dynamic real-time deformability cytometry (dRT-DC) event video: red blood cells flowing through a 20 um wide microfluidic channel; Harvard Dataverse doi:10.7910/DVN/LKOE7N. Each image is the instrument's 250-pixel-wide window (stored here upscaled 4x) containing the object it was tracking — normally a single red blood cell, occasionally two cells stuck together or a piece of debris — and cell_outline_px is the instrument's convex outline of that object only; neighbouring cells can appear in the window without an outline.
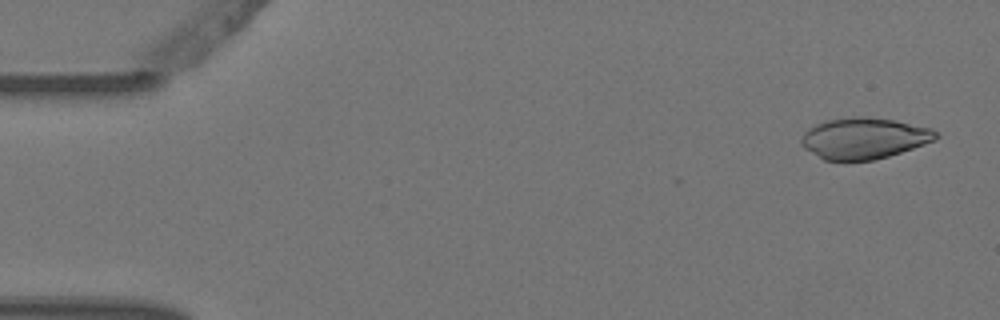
{"species": "Egyptian fruit bat (a non-hibernating species)", "species_latin": "Rousettus aegyptiacus", "temperature_condition": "warm", "stored_images_in_passage": 3, "camera_frame_rate_fps": 3000, "um_per_image_px": 0.085, "animal": {"sex": "female"}, "frame": {"image": 1, "passage_image": 1, "time_ms": 0.0, "image_size_px": [1000, 320], "cell_outline_px": [[940, 136], [936, 140], [888, 156], [872, 160], [824, 160], [804, 148], [800, 144], [800, 140], [804, 132], [808, 128], [824, 120], [856, 116], [864, 116], [892, 120], [932, 128]], "centroid_in_image_um": [73.41, 11.74], "position_along_channel_um": 11.6, "area_um2": 32.19}}